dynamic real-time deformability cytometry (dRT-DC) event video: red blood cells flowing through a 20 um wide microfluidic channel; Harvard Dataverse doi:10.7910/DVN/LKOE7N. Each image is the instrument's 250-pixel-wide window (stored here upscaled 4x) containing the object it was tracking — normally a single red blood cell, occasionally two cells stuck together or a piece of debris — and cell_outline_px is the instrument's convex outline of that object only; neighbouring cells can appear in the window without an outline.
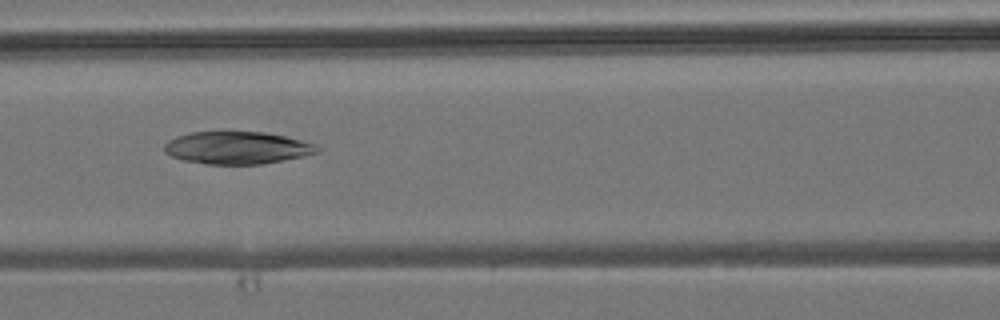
{"species": "common noctule bat (a hibernating species)", "species_latin": "Nyctalus noctula", "temperature_condition": "room temperature", "stored_images_in_passage": 6, "camera_frame_rate_fps": 3000, "um_per_image_px": 0.085, "animal": {"sex": "male", "body_mass_g": 19.2, "forearm_length_mm": 51.8}, "frame": {"image": 1, "passage_image": 6, "time_ms": 6.667, "image_size_px": [1000, 320], "cell_outline_px": [[320, 152], [304, 156], [264, 164], [208, 164], [184, 160], [172, 156], [164, 152], [164, 144], [168, 140], [176, 136], [192, 132], [264, 132], [288, 136], [312, 144], [320, 148]], "centroid_in_image_um": [20.16, 12.56], "position_along_channel_um": 146.4, "area_um2": 28.9}}